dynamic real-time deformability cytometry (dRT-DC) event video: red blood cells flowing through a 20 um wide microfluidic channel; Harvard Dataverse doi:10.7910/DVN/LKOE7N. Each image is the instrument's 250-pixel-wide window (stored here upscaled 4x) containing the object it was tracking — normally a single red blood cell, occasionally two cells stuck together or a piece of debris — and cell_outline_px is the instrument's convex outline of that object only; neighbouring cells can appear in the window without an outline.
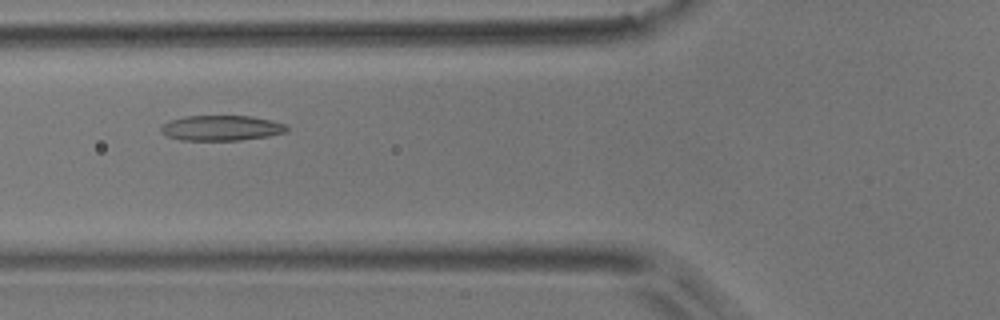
{"species": "common noctule bat (a hibernating species)", "species_latin": "Nyctalus noctula", "temperature_condition": "room temperature", "stored_images_in_passage": 5, "camera_frame_rate_fps": 3000, "um_per_image_px": 0.085, "animal": {"sex": "male", "body_mass_g": 17.9}, "frame": {"image": 1, "passage_image": 2, "time_ms": 1.0, "image_size_px": [1000, 320], "cell_outline_px": [[288, 132], [268, 136], [240, 140], [180, 140], [168, 136], [160, 132], [160, 128], [164, 124], [172, 120], [184, 116], [252, 116], [272, 120], [288, 124]], "centroid_in_image_um": [18.87, 10.88], "position_along_channel_um": 106.9, "area_um2": 18.61}}
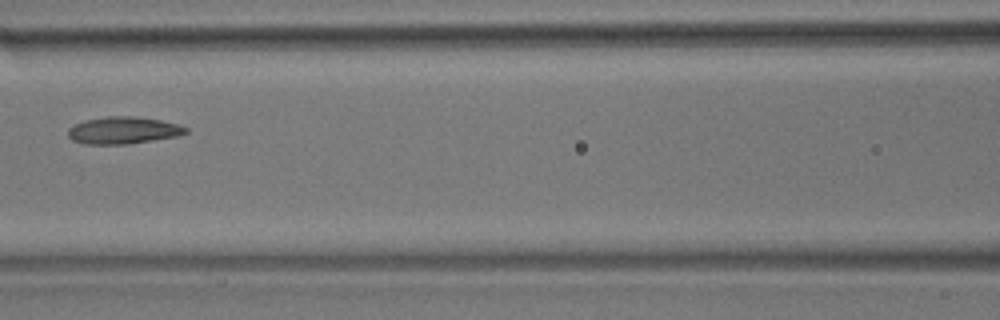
{"frame": {"image": 2, "passage_image": 3, "time_ms": 2.333, "image_size_px": [1000, 320], "cell_outline_px": [[188, 132], [176, 136], [128, 144], [84, 144], [72, 140], [68, 136], [68, 128], [84, 120], [108, 116], [132, 116], [160, 120], [176, 124], [188, 128]], "centroid_in_image_um": [10.44, 11.08], "position_along_channel_um": 156.2, "area_um2": 18.44}}
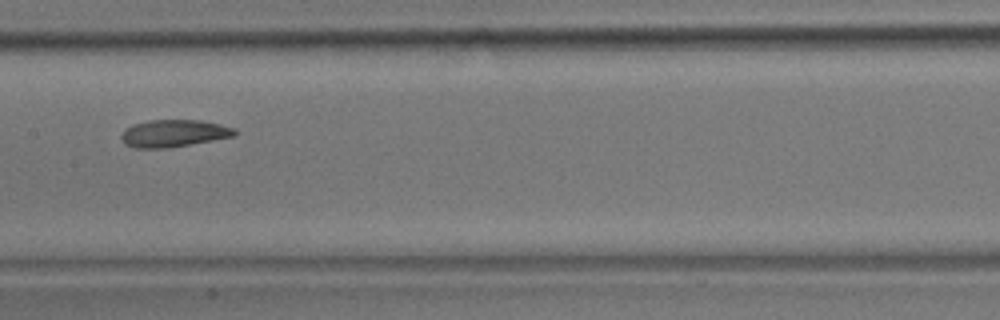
{"frame": {"image": 3, "passage_image": 4, "time_ms": 3.333, "image_size_px": [1000, 320], "cell_outline_px": [[236, 136], [168, 148], [136, 148], [124, 144], [120, 136], [124, 128], [132, 124], [148, 120], [200, 120], [220, 124], [236, 128]], "centroid_in_image_um": [14.75, 11.33], "position_along_channel_um": 192.7, "area_um2": 18.21}}